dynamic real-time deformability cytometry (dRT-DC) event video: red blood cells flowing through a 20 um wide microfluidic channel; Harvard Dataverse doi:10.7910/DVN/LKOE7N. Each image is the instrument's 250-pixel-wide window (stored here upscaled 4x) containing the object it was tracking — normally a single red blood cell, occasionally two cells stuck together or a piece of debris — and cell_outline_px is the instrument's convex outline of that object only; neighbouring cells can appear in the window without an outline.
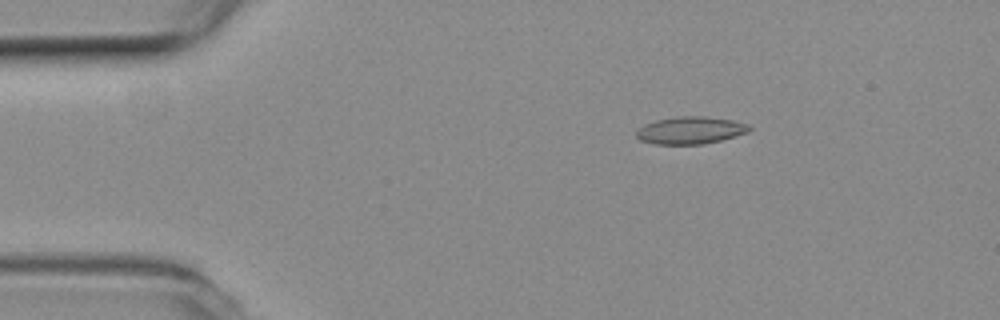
{"species": "common noctule bat (a hibernating species)", "species_latin": "Nyctalus noctula", "temperature_condition": "room temperature", "stored_images_in_passage": 3, "camera_frame_rate_fps": 3000, "um_per_image_px": 0.085, "animal": {"sex": "female", "body_mass_g": 19.3, "forearm_length_mm": 54.1}, "frame": {"image": 1, "passage_image": 1, "time_ms": 0.0, "image_size_px": [1000, 320], "cell_outline_px": [[752, 128], [748, 132], [720, 140], [704, 144], [652, 144], [640, 140], [636, 136], [636, 132], [644, 124], [656, 120], [680, 116], [704, 116], [732, 120], [748, 124]], "centroid_in_image_um": [58.67, 11.07], "position_along_channel_um": 26.3, "area_um2": 17.92}}
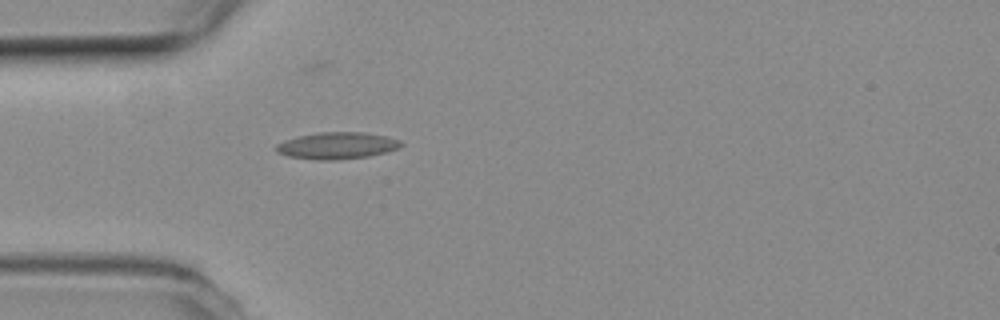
{"frame": {"image": 2, "passage_image": 3, "time_ms": 0.667, "image_size_px": [1000, 320], "cell_outline_px": [[404, 144], [400, 148], [368, 156], [336, 160], [316, 160], [288, 156], [276, 152], [276, 144], [284, 140], [300, 136], [320, 132], [364, 132], [384, 136], [400, 140]], "centroid_in_image_um": [28.64, 12.38], "position_along_channel_um": 56.4, "area_um2": 19.42}}